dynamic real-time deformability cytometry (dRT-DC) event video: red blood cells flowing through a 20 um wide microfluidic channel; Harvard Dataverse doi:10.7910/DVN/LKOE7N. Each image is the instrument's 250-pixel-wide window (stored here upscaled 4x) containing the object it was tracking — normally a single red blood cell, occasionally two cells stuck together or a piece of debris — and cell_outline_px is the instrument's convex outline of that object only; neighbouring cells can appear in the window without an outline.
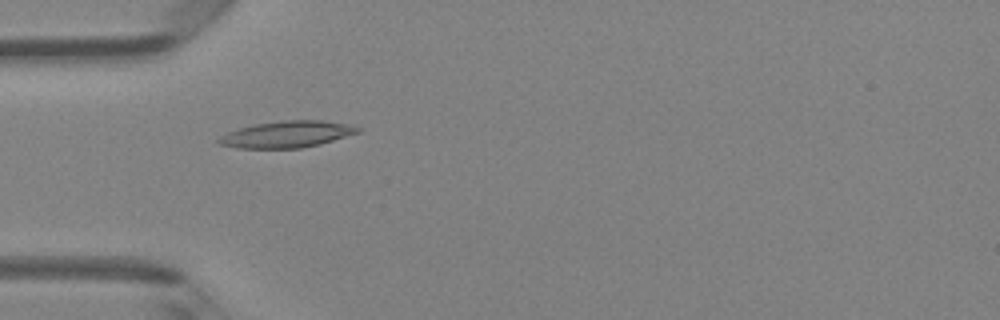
{"species": "Egyptian fruit bat (a non-hibernating species)", "species_latin": "Rousettus aegyptiacus", "temperature_condition": "room temperature", "stored_images_in_passage": 49, "camera_frame_rate_fps": 3000, "um_per_image_px": 0.085, "animal": {"sex": "female"}, "frame": {"image": 1, "passage_image": 15, "time_ms": 4.667, "image_size_px": [1000, 320], "cell_outline_px": [[360, 132], [320, 144], [300, 148], [240, 148], [220, 144], [216, 140], [220, 136], [228, 132], [240, 128], [256, 124], [280, 120], [320, 120], [352, 124], [360, 128]], "centroid_in_image_um": [24.42, 11.41], "position_along_channel_um": 60.6, "area_um2": 21.44}}
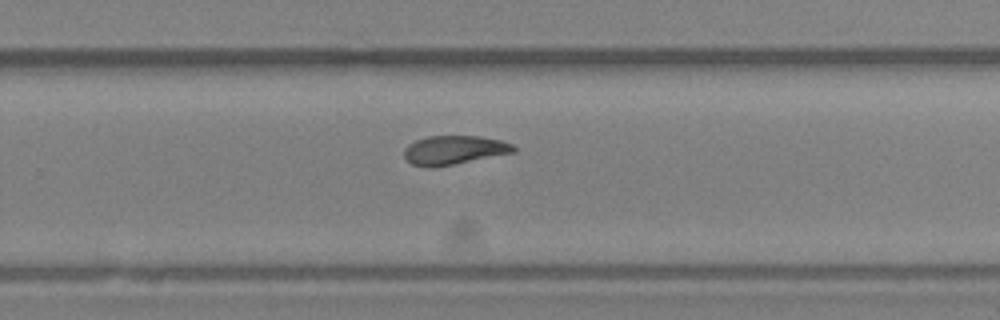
{"frame": {"image": 2, "passage_image": 32, "time_ms": 10.333, "image_size_px": [1000, 320], "cell_outline_px": [[516, 152], [452, 164], [428, 168], [412, 164], [404, 156], [404, 148], [408, 144], [416, 140], [428, 136], [480, 136], [500, 140], [512, 144], [516, 148]], "centroid_in_image_um": [38.59, 12.75], "position_along_channel_um": 291.2, "area_um2": 18.32}}
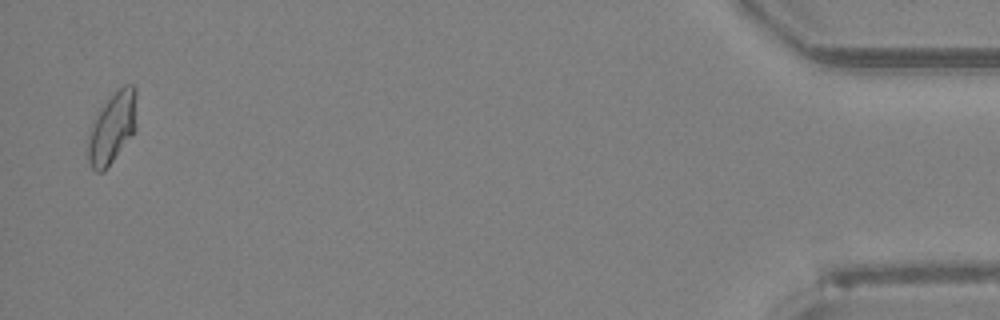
{"frame": {"image": 3, "passage_image": 48, "time_ms": 15.667, "image_size_px": [1000, 320], "cell_outline_px": [[136, 132], [104, 172], [96, 172], [92, 168], [88, 160], [88, 144], [92, 120], [104, 104], [124, 84], [132, 84], [136, 88]], "centroid_in_image_um": [9.57, 10.89], "position_along_channel_um": 425.6, "area_um2": 20.29}, "authors_computed_cell_mechanics": {"area_um2": 19.2474, "velocity_mm_per_s": 4.13, "shape_relaxation_time_tau1_ms": null, "shape_relaxation_time_tau2_ms": 4.3302, "deformation_change_tau1": null, "deformation_change_tau2": 0.1141}}